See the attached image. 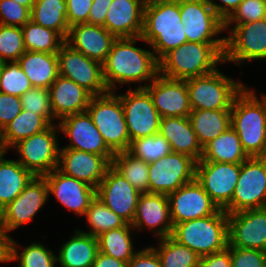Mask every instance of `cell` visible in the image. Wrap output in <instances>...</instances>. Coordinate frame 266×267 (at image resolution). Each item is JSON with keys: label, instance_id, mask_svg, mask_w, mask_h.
<instances>
[{"label": "cell", "instance_id": "1", "mask_svg": "<svg viewBox=\"0 0 266 267\" xmlns=\"http://www.w3.org/2000/svg\"><path fill=\"white\" fill-rule=\"evenodd\" d=\"M140 37L116 38L102 64L103 78L109 92L117 84L151 82L159 74V61L153 52L135 47Z\"/></svg>", "mask_w": 266, "mask_h": 267}, {"label": "cell", "instance_id": "2", "mask_svg": "<svg viewBox=\"0 0 266 267\" xmlns=\"http://www.w3.org/2000/svg\"><path fill=\"white\" fill-rule=\"evenodd\" d=\"M184 31L179 0H146L141 37L157 54L158 61L187 42Z\"/></svg>", "mask_w": 266, "mask_h": 267}, {"label": "cell", "instance_id": "3", "mask_svg": "<svg viewBox=\"0 0 266 267\" xmlns=\"http://www.w3.org/2000/svg\"><path fill=\"white\" fill-rule=\"evenodd\" d=\"M225 43L186 42L159 60V74L186 80L208 75L224 62Z\"/></svg>", "mask_w": 266, "mask_h": 267}, {"label": "cell", "instance_id": "4", "mask_svg": "<svg viewBox=\"0 0 266 267\" xmlns=\"http://www.w3.org/2000/svg\"><path fill=\"white\" fill-rule=\"evenodd\" d=\"M231 127L237 132L249 157L266 154V95L261 100L246 86L231 107Z\"/></svg>", "mask_w": 266, "mask_h": 267}, {"label": "cell", "instance_id": "5", "mask_svg": "<svg viewBox=\"0 0 266 267\" xmlns=\"http://www.w3.org/2000/svg\"><path fill=\"white\" fill-rule=\"evenodd\" d=\"M171 237L195 251L200 257L225 250L228 246V214H215L173 226Z\"/></svg>", "mask_w": 266, "mask_h": 267}, {"label": "cell", "instance_id": "6", "mask_svg": "<svg viewBox=\"0 0 266 267\" xmlns=\"http://www.w3.org/2000/svg\"><path fill=\"white\" fill-rule=\"evenodd\" d=\"M86 111L114 154L129 150L131 142L123 105L115 92L92 96Z\"/></svg>", "mask_w": 266, "mask_h": 267}, {"label": "cell", "instance_id": "7", "mask_svg": "<svg viewBox=\"0 0 266 267\" xmlns=\"http://www.w3.org/2000/svg\"><path fill=\"white\" fill-rule=\"evenodd\" d=\"M189 102L192 110L231 109L235 97L245 85L216 71L186 79Z\"/></svg>", "mask_w": 266, "mask_h": 267}, {"label": "cell", "instance_id": "8", "mask_svg": "<svg viewBox=\"0 0 266 267\" xmlns=\"http://www.w3.org/2000/svg\"><path fill=\"white\" fill-rule=\"evenodd\" d=\"M56 132L57 126L52 124L11 147L20 155L17 161L35 177H43L58 167L60 147Z\"/></svg>", "mask_w": 266, "mask_h": 267}, {"label": "cell", "instance_id": "9", "mask_svg": "<svg viewBox=\"0 0 266 267\" xmlns=\"http://www.w3.org/2000/svg\"><path fill=\"white\" fill-rule=\"evenodd\" d=\"M266 207V160L249 157L241 164L240 176L227 214Z\"/></svg>", "mask_w": 266, "mask_h": 267}, {"label": "cell", "instance_id": "10", "mask_svg": "<svg viewBox=\"0 0 266 267\" xmlns=\"http://www.w3.org/2000/svg\"><path fill=\"white\" fill-rule=\"evenodd\" d=\"M57 57L60 76L73 80L92 96H100L109 92L104 82L100 62L74 50L66 42L57 52Z\"/></svg>", "mask_w": 266, "mask_h": 267}, {"label": "cell", "instance_id": "11", "mask_svg": "<svg viewBox=\"0 0 266 267\" xmlns=\"http://www.w3.org/2000/svg\"><path fill=\"white\" fill-rule=\"evenodd\" d=\"M180 18L187 42L225 43V37L215 38L224 30V21L205 0H179Z\"/></svg>", "mask_w": 266, "mask_h": 267}, {"label": "cell", "instance_id": "12", "mask_svg": "<svg viewBox=\"0 0 266 267\" xmlns=\"http://www.w3.org/2000/svg\"><path fill=\"white\" fill-rule=\"evenodd\" d=\"M196 161L188 155L171 152L149 164V193L169 195L195 179Z\"/></svg>", "mask_w": 266, "mask_h": 267}, {"label": "cell", "instance_id": "13", "mask_svg": "<svg viewBox=\"0 0 266 267\" xmlns=\"http://www.w3.org/2000/svg\"><path fill=\"white\" fill-rule=\"evenodd\" d=\"M266 59V18L235 25L225 37L224 62Z\"/></svg>", "mask_w": 266, "mask_h": 267}, {"label": "cell", "instance_id": "14", "mask_svg": "<svg viewBox=\"0 0 266 267\" xmlns=\"http://www.w3.org/2000/svg\"><path fill=\"white\" fill-rule=\"evenodd\" d=\"M118 95L123 105L130 142L158 134L161 116L153 105L150 94L144 88H135Z\"/></svg>", "mask_w": 266, "mask_h": 267}, {"label": "cell", "instance_id": "15", "mask_svg": "<svg viewBox=\"0 0 266 267\" xmlns=\"http://www.w3.org/2000/svg\"><path fill=\"white\" fill-rule=\"evenodd\" d=\"M241 164L213 161L196 162V180L219 209H225L232 200Z\"/></svg>", "mask_w": 266, "mask_h": 267}, {"label": "cell", "instance_id": "16", "mask_svg": "<svg viewBox=\"0 0 266 267\" xmlns=\"http://www.w3.org/2000/svg\"><path fill=\"white\" fill-rule=\"evenodd\" d=\"M44 177H33L23 191L0 211V227L10 232L31 221L48 200Z\"/></svg>", "mask_w": 266, "mask_h": 267}, {"label": "cell", "instance_id": "17", "mask_svg": "<svg viewBox=\"0 0 266 267\" xmlns=\"http://www.w3.org/2000/svg\"><path fill=\"white\" fill-rule=\"evenodd\" d=\"M152 99L161 118L189 117L192 109L185 80L170 79L158 74L149 84L139 85Z\"/></svg>", "mask_w": 266, "mask_h": 267}, {"label": "cell", "instance_id": "18", "mask_svg": "<svg viewBox=\"0 0 266 267\" xmlns=\"http://www.w3.org/2000/svg\"><path fill=\"white\" fill-rule=\"evenodd\" d=\"M173 226L215 214L219 208L196 178L168 195Z\"/></svg>", "mask_w": 266, "mask_h": 267}, {"label": "cell", "instance_id": "19", "mask_svg": "<svg viewBox=\"0 0 266 267\" xmlns=\"http://www.w3.org/2000/svg\"><path fill=\"white\" fill-rule=\"evenodd\" d=\"M228 246L266 252V207L228 214Z\"/></svg>", "mask_w": 266, "mask_h": 267}, {"label": "cell", "instance_id": "20", "mask_svg": "<svg viewBox=\"0 0 266 267\" xmlns=\"http://www.w3.org/2000/svg\"><path fill=\"white\" fill-rule=\"evenodd\" d=\"M140 195L141 193L112 166L107 169L96 188V197L129 224L134 220Z\"/></svg>", "mask_w": 266, "mask_h": 267}, {"label": "cell", "instance_id": "21", "mask_svg": "<svg viewBox=\"0 0 266 267\" xmlns=\"http://www.w3.org/2000/svg\"><path fill=\"white\" fill-rule=\"evenodd\" d=\"M58 125V130L66 134L71 142L64 148L101 155L112 162L114 153L105 144L87 111L66 116Z\"/></svg>", "mask_w": 266, "mask_h": 267}, {"label": "cell", "instance_id": "22", "mask_svg": "<svg viewBox=\"0 0 266 267\" xmlns=\"http://www.w3.org/2000/svg\"><path fill=\"white\" fill-rule=\"evenodd\" d=\"M111 163L101 155L76 149L60 148L57 169L97 188Z\"/></svg>", "mask_w": 266, "mask_h": 267}, {"label": "cell", "instance_id": "23", "mask_svg": "<svg viewBox=\"0 0 266 267\" xmlns=\"http://www.w3.org/2000/svg\"><path fill=\"white\" fill-rule=\"evenodd\" d=\"M48 186V193L69 210L85 215L90 202L96 197V188L82 180L69 177L57 168L43 176Z\"/></svg>", "mask_w": 266, "mask_h": 267}, {"label": "cell", "instance_id": "24", "mask_svg": "<svg viewBox=\"0 0 266 267\" xmlns=\"http://www.w3.org/2000/svg\"><path fill=\"white\" fill-rule=\"evenodd\" d=\"M131 225L138 230L144 226L153 229L155 236L159 239L171 236L173 224L170 217L168 195L141 193Z\"/></svg>", "mask_w": 266, "mask_h": 267}, {"label": "cell", "instance_id": "25", "mask_svg": "<svg viewBox=\"0 0 266 267\" xmlns=\"http://www.w3.org/2000/svg\"><path fill=\"white\" fill-rule=\"evenodd\" d=\"M115 39L103 26L79 23L69 27L65 42L74 50L103 64Z\"/></svg>", "mask_w": 266, "mask_h": 267}, {"label": "cell", "instance_id": "26", "mask_svg": "<svg viewBox=\"0 0 266 267\" xmlns=\"http://www.w3.org/2000/svg\"><path fill=\"white\" fill-rule=\"evenodd\" d=\"M146 0H113L108 7L105 28L116 38L140 37Z\"/></svg>", "mask_w": 266, "mask_h": 267}, {"label": "cell", "instance_id": "27", "mask_svg": "<svg viewBox=\"0 0 266 267\" xmlns=\"http://www.w3.org/2000/svg\"><path fill=\"white\" fill-rule=\"evenodd\" d=\"M50 105L55 119L87 110L92 95L73 80L58 76L49 87Z\"/></svg>", "mask_w": 266, "mask_h": 267}, {"label": "cell", "instance_id": "28", "mask_svg": "<svg viewBox=\"0 0 266 267\" xmlns=\"http://www.w3.org/2000/svg\"><path fill=\"white\" fill-rule=\"evenodd\" d=\"M158 133L169 142L172 152L188 155L196 162L202 158L203 148L189 117L161 118Z\"/></svg>", "mask_w": 266, "mask_h": 267}, {"label": "cell", "instance_id": "29", "mask_svg": "<svg viewBox=\"0 0 266 267\" xmlns=\"http://www.w3.org/2000/svg\"><path fill=\"white\" fill-rule=\"evenodd\" d=\"M17 62L33 87L49 89L59 76L57 53L25 51Z\"/></svg>", "mask_w": 266, "mask_h": 267}, {"label": "cell", "instance_id": "30", "mask_svg": "<svg viewBox=\"0 0 266 267\" xmlns=\"http://www.w3.org/2000/svg\"><path fill=\"white\" fill-rule=\"evenodd\" d=\"M98 251L96 237L75 230V235L61 246L57 262L61 267H92Z\"/></svg>", "mask_w": 266, "mask_h": 267}, {"label": "cell", "instance_id": "31", "mask_svg": "<svg viewBox=\"0 0 266 267\" xmlns=\"http://www.w3.org/2000/svg\"><path fill=\"white\" fill-rule=\"evenodd\" d=\"M189 119L197 140L203 148L231 127V109L192 110Z\"/></svg>", "mask_w": 266, "mask_h": 267}, {"label": "cell", "instance_id": "32", "mask_svg": "<svg viewBox=\"0 0 266 267\" xmlns=\"http://www.w3.org/2000/svg\"><path fill=\"white\" fill-rule=\"evenodd\" d=\"M248 158L237 132L230 127L203 147L202 158L199 161L242 164Z\"/></svg>", "mask_w": 266, "mask_h": 267}, {"label": "cell", "instance_id": "33", "mask_svg": "<svg viewBox=\"0 0 266 267\" xmlns=\"http://www.w3.org/2000/svg\"><path fill=\"white\" fill-rule=\"evenodd\" d=\"M0 151V211L12 202L34 177L17 160H7Z\"/></svg>", "mask_w": 266, "mask_h": 267}, {"label": "cell", "instance_id": "34", "mask_svg": "<svg viewBox=\"0 0 266 267\" xmlns=\"http://www.w3.org/2000/svg\"><path fill=\"white\" fill-rule=\"evenodd\" d=\"M49 126L40 115L22 109L0 133V150L6 152L18 141L38 134Z\"/></svg>", "mask_w": 266, "mask_h": 267}, {"label": "cell", "instance_id": "35", "mask_svg": "<svg viewBox=\"0 0 266 267\" xmlns=\"http://www.w3.org/2000/svg\"><path fill=\"white\" fill-rule=\"evenodd\" d=\"M66 0H36L31 9V20L38 25L57 31L66 39L67 23Z\"/></svg>", "mask_w": 266, "mask_h": 267}, {"label": "cell", "instance_id": "36", "mask_svg": "<svg viewBox=\"0 0 266 267\" xmlns=\"http://www.w3.org/2000/svg\"><path fill=\"white\" fill-rule=\"evenodd\" d=\"M111 166L140 193L149 192V164L128 150L115 153Z\"/></svg>", "mask_w": 266, "mask_h": 267}, {"label": "cell", "instance_id": "37", "mask_svg": "<svg viewBox=\"0 0 266 267\" xmlns=\"http://www.w3.org/2000/svg\"><path fill=\"white\" fill-rule=\"evenodd\" d=\"M131 224L108 230L97 237L99 252L128 262L137 252L133 249Z\"/></svg>", "mask_w": 266, "mask_h": 267}, {"label": "cell", "instance_id": "38", "mask_svg": "<svg viewBox=\"0 0 266 267\" xmlns=\"http://www.w3.org/2000/svg\"><path fill=\"white\" fill-rule=\"evenodd\" d=\"M21 28L26 51L57 53L65 43L57 31L35 24L32 20Z\"/></svg>", "mask_w": 266, "mask_h": 267}, {"label": "cell", "instance_id": "39", "mask_svg": "<svg viewBox=\"0 0 266 267\" xmlns=\"http://www.w3.org/2000/svg\"><path fill=\"white\" fill-rule=\"evenodd\" d=\"M158 249L152 247L158 254L162 267H197L200 256L175 241L171 236L159 239Z\"/></svg>", "mask_w": 266, "mask_h": 267}, {"label": "cell", "instance_id": "40", "mask_svg": "<svg viewBox=\"0 0 266 267\" xmlns=\"http://www.w3.org/2000/svg\"><path fill=\"white\" fill-rule=\"evenodd\" d=\"M89 227L87 234L98 237L104 232L125 226L127 222L111 211L98 197H95L89 204L85 213Z\"/></svg>", "mask_w": 266, "mask_h": 267}, {"label": "cell", "instance_id": "41", "mask_svg": "<svg viewBox=\"0 0 266 267\" xmlns=\"http://www.w3.org/2000/svg\"><path fill=\"white\" fill-rule=\"evenodd\" d=\"M128 151L148 164L172 152L169 142L159 133L133 140Z\"/></svg>", "mask_w": 266, "mask_h": 267}, {"label": "cell", "instance_id": "42", "mask_svg": "<svg viewBox=\"0 0 266 267\" xmlns=\"http://www.w3.org/2000/svg\"><path fill=\"white\" fill-rule=\"evenodd\" d=\"M17 246L19 244L13 240L11 260L19 261L17 267H56L57 256L42 243H31L21 253L18 252Z\"/></svg>", "mask_w": 266, "mask_h": 267}, {"label": "cell", "instance_id": "43", "mask_svg": "<svg viewBox=\"0 0 266 267\" xmlns=\"http://www.w3.org/2000/svg\"><path fill=\"white\" fill-rule=\"evenodd\" d=\"M32 84L17 61L6 62L0 74V92L21 97Z\"/></svg>", "mask_w": 266, "mask_h": 267}, {"label": "cell", "instance_id": "44", "mask_svg": "<svg viewBox=\"0 0 266 267\" xmlns=\"http://www.w3.org/2000/svg\"><path fill=\"white\" fill-rule=\"evenodd\" d=\"M25 51L22 28L0 24V58L18 61Z\"/></svg>", "mask_w": 266, "mask_h": 267}, {"label": "cell", "instance_id": "45", "mask_svg": "<svg viewBox=\"0 0 266 267\" xmlns=\"http://www.w3.org/2000/svg\"><path fill=\"white\" fill-rule=\"evenodd\" d=\"M22 109L40 115L49 125L55 124L47 88L32 87L20 97Z\"/></svg>", "mask_w": 266, "mask_h": 267}, {"label": "cell", "instance_id": "46", "mask_svg": "<svg viewBox=\"0 0 266 267\" xmlns=\"http://www.w3.org/2000/svg\"><path fill=\"white\" fill-rule=\"evenodd\" d=\"M266 18V0H243L224 22V30H227L232 23L235 24L255 22Z\"/></svg>", "mask_w": 266, "mask_h": 267}, {"label": "cell", "instance_id": "47", "mask_svg": "<svg viewBox=\"0 0 266 267\" xmlns=\"http://www.w3.org/2000/svg\"><path fill=\"white\" fill-rule=\"evenodd\" d=\"M0 24L22 27L31 20V10L14 0H0Z\"/></svg>", "mask_w": 266, "mask_h": 267}, {"label": "cell", "instance_id": "48", "mask_svg": "<svg viewBox=\"0 0 266 267\" xmlns=\"http://www.w3.org/2000/svg\"><path fill=\"white\" fill-rule=\"evenodd\" d=\"M231 256V267H266V252L227 246Z\"/></svg>", "mask_w": 266, "mask_h": 267}, {"label": "cell", "instance_id": "49", "mask_svg": "<svg viewBox=\"0 0 266 267\" xmlns=\"http://www.w3.org/2000/svg\"><path fill=\"white\" fill-rule=\"evenodd\" d=\"M21 110L20 97L0 92V133L19 115Z\"/></svg>", "mask_w": 266, "mask_h": 267}, {"label": "cell", "instance_id": "50", "mask_svg": "<svg viewBox=\"0 0 266 267\" xmlns=\"http://www.w3.org/2000/svg\"><path fill=\"white\" fill-rule=\"evenodd\" d=\"M93 0H66L67 23L70 26L87 23Z\"/></svg>", "mask_w": 266, "mask_h": 267}, {"label": "cell", "instance_id": "51", "mask_svg": "<svg viewBox=\"0 0 266 267\" xmlns=\"http://www.w3.org/2000/svg\"><path fill=\"white\" fill-rule=\"evenodd\" d=\"M127 265L128 267H162L160 258L152 246L138 251Z\"/></svg>", "mask_w": 266, "mask_h": 267}, {"label": "cell", "instance_id": "52", "mask_svg": "<svg viewBox=\"0 0 266 267\" xmlns=\"http://www.w3.org/2000/svg\"><path fill=\"white\" fill-rule=\"evenodd\" d=\"M113 0H93L89 11L88 24L105 27L108 7Z\"/></svg>", "mask_w": 266, "mask_h": 267}, {"label": "cell", "instance_id": "53", "mask_svg": "<svg viewBox=\"0 0 266 267\" xmlns=\"http://www.w3.org/2000/svg\"><path fill=\"white\" fill-rule=\"evenodd\" d=\"M197 267H231L230 251L226 248L221 252L202 256Z\"/></svg>", "mask_w": 266, "mask_h": 267}, {"label": "cell", "instance_id": "54", "mask_svg": "<svg viewBox=\"0 0 266 267\" xmlns=\"http://www.w3.org/2000/svg\"><path fill=\"white\" fill-rule=\"evenodd\" d=\"M213 10L218 14V16L225 22L232 13L237 9L238 5L243 0H219L223 3L219 5L218 3H214L213 0H205Z\"/></svg>", "mask_w": 266, "mask_h": 267}, {"label": "cell", "instance_id": "55", "mask_svg": "<svg viewBox=\"0 0 266 267\" xmlns=\"http://www.w3.org/2000/svg\"><path fill=\"white\" fill-rule=\"evenodd\" d=\"M12 241L8 232L0 227V262H10L12 255Z\"/></svg>", "mask_w": 266, "mask_h": 267}, {"label": "cell", "instance_id": "56", "mask_svg": "<svg viewBox=\"0 0 266 267\" xmlns=\"http://www.w3.org/2000/svg\"><path fill=\"white\" fill-rule=\"evenodd\" d=\"M92 267H128V265L127 262H123L98 251Z\"/></svg>", "mask_w": 266, "mask_h": 267}, {"label": "cell", "instance_id": "57", "mask_svg": "<svg viewBox=\"0 0 266 267\" xmlns=\"http://www.w3.org/2000/svg\"><path fill=\"white\" fill-rule=\"evenodd\" d=\"M14 1L31 10L36 0H14Z\"/></svg>", "mask_w": 266, "mask_h": 267}, {"label": "cell", "instance_id": "58", "mask_svg": "<svg viewBox=\"0 0 266 267\" xmlns=\"http://www.w3.org/2000/svg\"><path fill=\"white\" fill-rule=\"evenodd\" d=\"M5 63H6V62H4V61L0 58V74H1V72H2V69H3L4 65H5Z\"/></svg>", "mask_w": 266, "mask_h": 267}]
</instances>
